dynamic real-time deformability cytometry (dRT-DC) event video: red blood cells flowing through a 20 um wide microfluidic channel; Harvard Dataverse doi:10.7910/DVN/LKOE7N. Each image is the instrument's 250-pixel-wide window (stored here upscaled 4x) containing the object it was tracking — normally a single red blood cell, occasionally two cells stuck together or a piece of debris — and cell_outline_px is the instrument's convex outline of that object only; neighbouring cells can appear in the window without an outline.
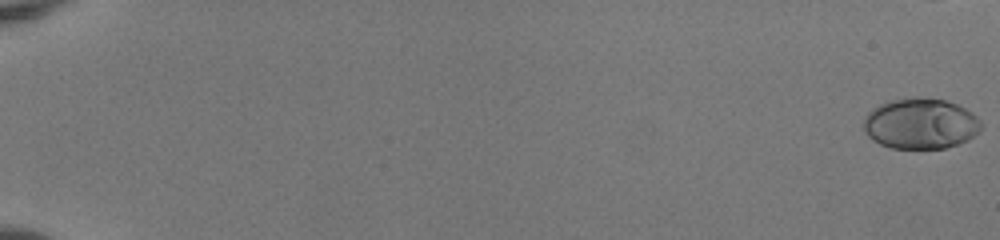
{"species": "human", "species_latin": "Homo sapiens", "temperature_condition": "room temperature", "stored_images_in_passage": 46, "camera_frame_rate_fps": 3000, "um_per_image_px": 0.085, "donor": {"sex": "female"}, "frame": {"image": 1, "passage_image": 1, "time_ms": 0.0, "image_size_px": [1000, 240], "cell_outline_px": [[984, 124], [980, 132], [968, 140], [944, 148], [892, 148], [880, 144], [872, 140], [864, 132], [864, 116], [872, 108], [880, 104], [892, 100], [916, 96], [920, 96], [944, 100], [956, 104], [972, 112]], "centroid_in_image_um": [78.25, 10.5], "position_along_channel_um": 6.7, "area_um2": 35.03}}
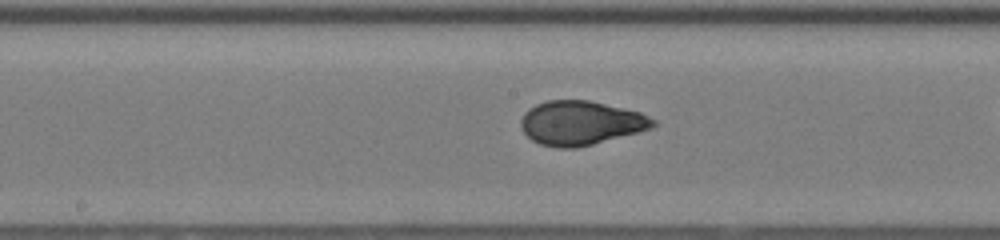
{"frame": {"image": 2, "passage_image": 32, "time_ms": 10.333, "image_size_px": [1000, 240], "cell_outline_px": [[656, 124], [652, 128], [592, 144], [576, 148], [556, 148], [540, 144], [532, 140], [524, 132], [520, 124], [520, 120], [524, 112], [528, 108], [536, 104], [548, 100], [588, 100], [624, 108], [640, 112], [656, 120]], "centroid_in_image_um": [49.34, 10.44], "position_along_channel_um": 198.9, "area_um2": 33.93}}
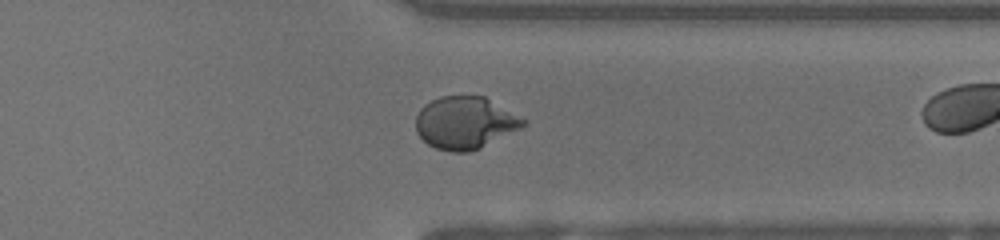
{"frame": {"image": 3, "passage_image": 45, "time_ms": 14.667, "image_size_px": [1000, 240], "cell_outline_px": [[528, 120], [520, 128], [472, 152], [452, 152], [436, 148], [428, 144], [416, 132], [416, 116], [420, 108], [424, 104], [440, 96], [484, 96]], "centroid_in_image_um": [39.51, 10.43], "position_along_channel_um": 371.9, "area_um2": 32.71}}